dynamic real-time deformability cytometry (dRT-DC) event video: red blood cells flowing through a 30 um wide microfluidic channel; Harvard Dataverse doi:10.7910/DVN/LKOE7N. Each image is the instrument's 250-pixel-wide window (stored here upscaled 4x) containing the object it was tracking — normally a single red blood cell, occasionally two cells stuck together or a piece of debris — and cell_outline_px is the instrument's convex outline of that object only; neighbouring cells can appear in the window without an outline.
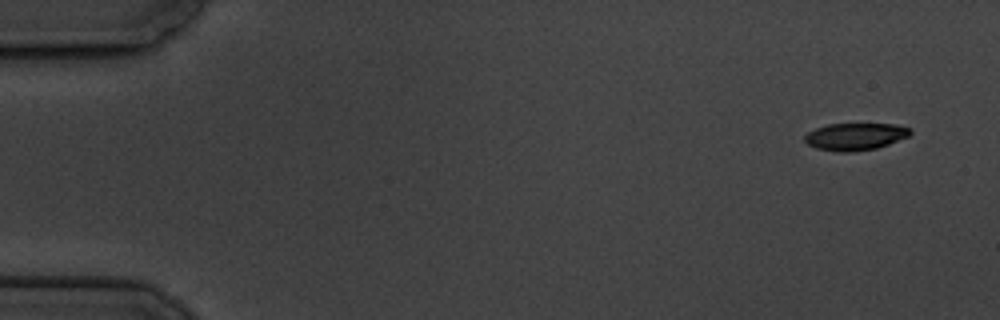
{"species": "common noctule bat (a hibernating species)", "species_latin": "Nyctalus noctula", "temperature_condition": "cold", "stored_images_in_passage": 5, "camera_frame_rate_fps": 3000, "um_per_image_px": 0.085, "animal": {"sex": "male", "body_mass_g": 19.5, "forearm_length_mm": 54.6}, "frame": {"image": 1, "passage_image": 1, "time_ms": 0.0, "image_size_px": [1000, 320], "cell_outline_px": [[912, 132], [908, 136], [888, 144], [876, 148], [852, 152], [836, 152], [816, 148], [808, 144], [804, 140], [804, 136], [808, 132], [816, 128], [828, 124], [896, 124], [912, 128]], "centroid_in_image_um": [72.69, 11.6], "position_along_channel_um": 12.3, "area_um2": 16.76}}
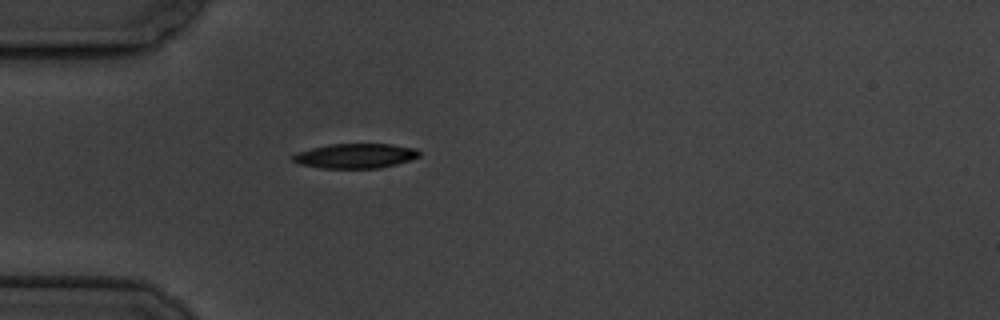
{"frame": {"image": 2, "passage_image": 5, "time_ms": 4.667, "image_size_px": [1000, 320], "cell_outline_px": [[420, 156], [396, 164], [380, 168], [320, 168], [300, 164], [292, 160], [292, 156], [296, 152], [328, 144], [392, 144], [416, 148], [420, 152]], "centroid_in_image_um": [30.2, 13.24], "position_along_channel_um": 54.8, "area_um2": 18.21}}